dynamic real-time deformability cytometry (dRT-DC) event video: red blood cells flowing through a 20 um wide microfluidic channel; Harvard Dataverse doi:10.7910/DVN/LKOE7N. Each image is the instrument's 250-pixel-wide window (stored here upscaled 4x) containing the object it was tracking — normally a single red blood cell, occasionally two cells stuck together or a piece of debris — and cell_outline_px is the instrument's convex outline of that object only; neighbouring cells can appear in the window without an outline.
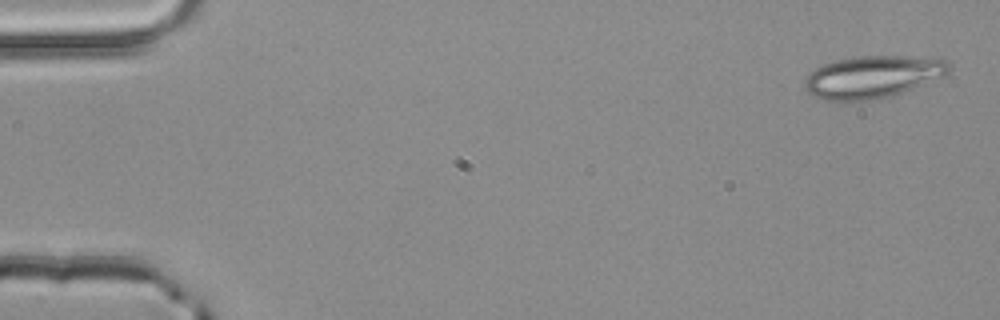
{"species": "common noctule bat (a hibernating species)", "species_latin": "Nyctalus noctula", "temperature_condition": "room temperature", "stored_images_in_passage": 23, "camera_frame_rate_fps": 3000, "um_per_image_px": 0.085, "animal": {"sex": "male", "body_mass_g": 20.4}, "frame": {"image": 1, "passage_image": 2, "time_ms": 0.333, "image_size_px": [1000, 320], "cell_outline_px": [[952, 68], [944, 76], [892, 96], [868, 100], [824, 100], [812, 96], [804, 88], [804, 80], [808, 72], [824, 64], [836, 60], [860, 56], [940, 56], [948, 60], [952, 64]], "centroid_in_image_um": [74.23, 6.51], "position_along_channel_um": 10.8, "area_um2": 36.07}}
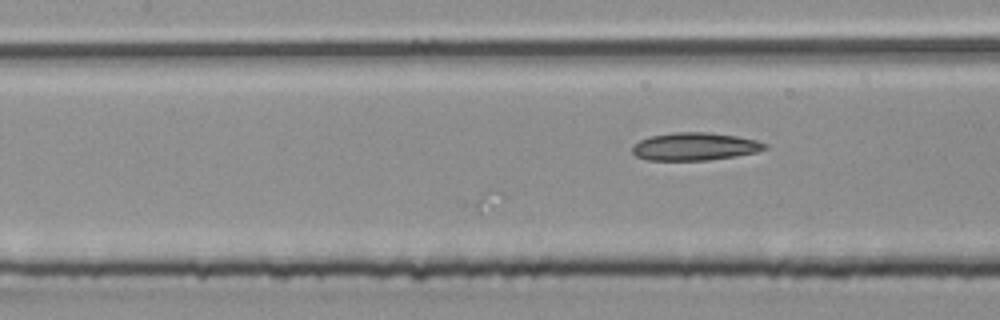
{"frame": {"image": 2, "passage_image": 23, "time_ms": 7.333, "image_size_px": [1000, 320], "cell_outline_px": [[768, 148], [756, 152], [736, 156], [708, 160], [648, 160], [636, 156], [632, 152], [632, 144], [648, 136], [672, 132], [708, 132], [736, 136], [756, 140], [768, 144]], "centroid_in_image_um": [59.04, 12.45], "position_along_channel_um": 148.4, "area_um2": 21.62}}